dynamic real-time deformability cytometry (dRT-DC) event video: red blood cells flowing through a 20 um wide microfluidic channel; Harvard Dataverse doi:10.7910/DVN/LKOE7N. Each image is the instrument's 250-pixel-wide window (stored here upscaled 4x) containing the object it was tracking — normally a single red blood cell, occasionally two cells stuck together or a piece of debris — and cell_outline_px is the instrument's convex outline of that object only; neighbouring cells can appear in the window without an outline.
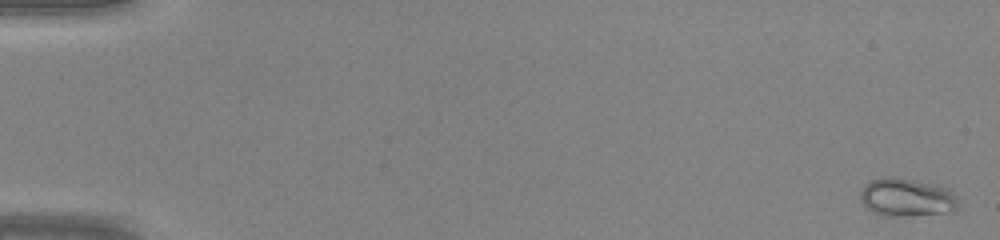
{"species": "common noctule bat (a hibernating species)", "species_latin": "Nyctalus noctula", "temperature_condition": "warm", "stored_images_in_passage": 47, "camera_frame_rate_fps": 3000, "um_per_image_px": 0.085, "animal": {"sex": "male", "body_mass_g": 20.0, "forearm_length_mm": 53.3}, "frame": {"image": 1, "passage_image": 2, "time_ms": 0.333, "image_size_px": [1000, 240], "cell_outline_px": [[956, 208], [944, 212], [904, 216], [884, 216], [872, 212], [860, 200], [860, 192], [864, 184], [872, 180], [884, 176], [892, 176], [916, 180], [936, 184], [948, 188], [956, 196]], "centroid_in_image_um": [77.01, 16.75], "position_along_channel_um": 8.0, "area_um2": 21.73}}
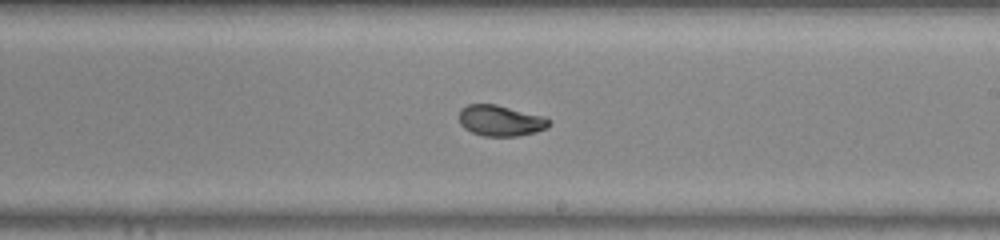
{"frame": {"image": 2, "passage_image": 29, "time_ms": 9.333, "image_size_px": [1000, 240], "cell_outline_px": [[552, 124], [548, 128], [536, 132], [516, 136], [484, 136], [472, 132], [464, 128], [460, 124], [460, 108], [468, 104], [496, 104], [544, 116], [552, 120]], "centroid_in_image_um": [42.58, 10.25], "position_along_channel_um": 246.4, "area_um2": 16.36}}
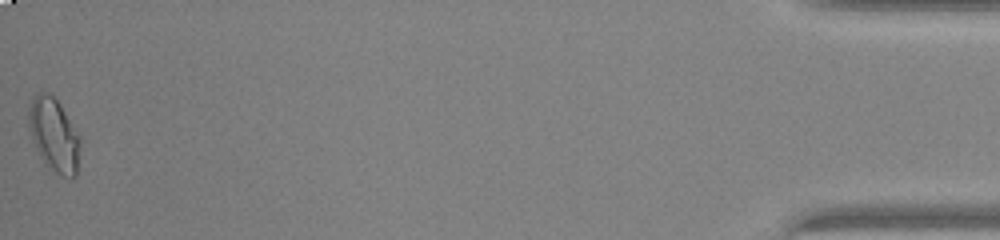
{"frame": {"image": 3, "passage_image": 47, "time_ms": 15.333, "image_size_px": [1000, 240], "cell_outline_px": [[80, 144], [76, 176], [72, 180], [56, 172], [44, 164], [32, 140], [28, 124], [28, 104], [32, 96], [40, 92], [48, 92], [60, 104], [80, 136]], "centroid_in_image_um": [4.57, 11.46], "position_along_channel_um": 430.6, "area_um2": 22.2}}